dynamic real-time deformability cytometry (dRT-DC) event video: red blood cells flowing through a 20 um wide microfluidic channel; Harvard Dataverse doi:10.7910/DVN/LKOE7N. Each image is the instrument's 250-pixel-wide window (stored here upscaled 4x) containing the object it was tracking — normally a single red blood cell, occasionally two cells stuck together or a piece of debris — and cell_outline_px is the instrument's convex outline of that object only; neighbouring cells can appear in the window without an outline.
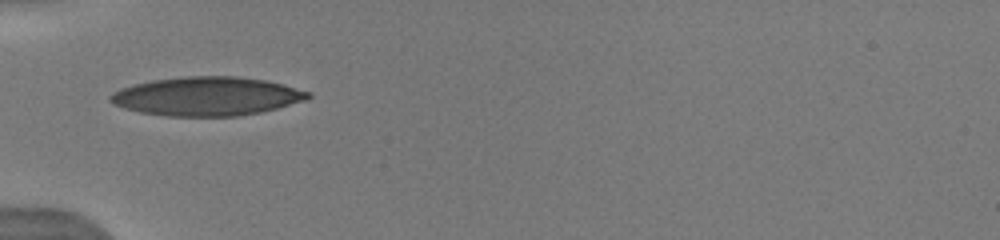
{"species": "human", "species_latin": "Homo sapiens", "temperature_condition": "warm", "stored_images_in_passage": 56, "camera_frame_rate_fps": 3000, "um_per_image_px": 0.085, "donor": {"sex": "male"}, "frame": {"image": 1, "passage_image": 1, "time_ms": 0.0, "image_size_px": [1000, 240], "cell_outline_px": [[312, 96], [308, 100], [260, 112], [240, 116], [168, 116], [140, 112], [124, 108], [112, 104], [108, 100], [108, 96], [112, 92], [120, 88], [132, 84], [152, 80], [184, 76], [240, 76], [268, 80], [284, 84], [312, 92]], "centroid_in_image_um": [17.59, 8.17], "position_along_channel_um": 67.4, "area_um2": 45.26}, "authors_computed_cell_mechanics": {"area_um2": 41.5004, "velocity_mm_per_s": 4.045, "shape_relaxation_time_tau1_ms": 4.5681, "shape_relaxation_time_tau2_ms": null, "deformation_change_tau1": 0.2227, "deformation_change_tau2": null}}